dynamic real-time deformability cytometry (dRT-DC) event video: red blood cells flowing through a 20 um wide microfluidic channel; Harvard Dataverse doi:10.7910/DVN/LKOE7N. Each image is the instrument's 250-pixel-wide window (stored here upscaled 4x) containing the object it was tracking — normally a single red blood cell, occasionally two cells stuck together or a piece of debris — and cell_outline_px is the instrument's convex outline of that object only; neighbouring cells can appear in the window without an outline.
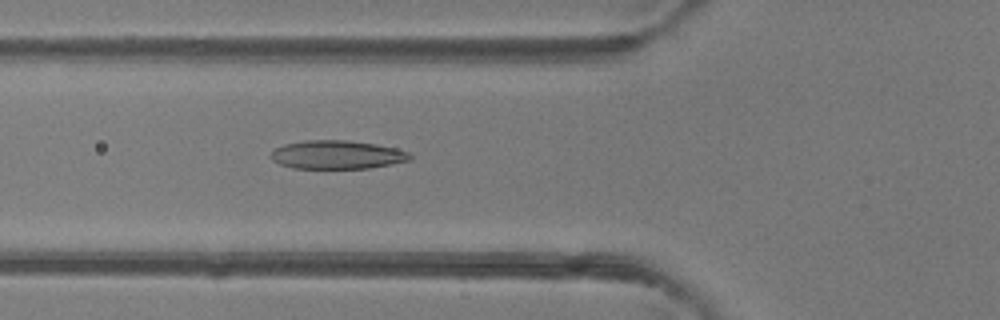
{"species": "common noctule bat (a hibernating species)", "species_latin": "Nyctalus noctula", "temperature_condition": "room temperature", "stored_images_in_passage": 42, "camera_frame_rate_fps": 3000, "um_per_image_px": 0.085, "animal": {"sex": "female"}, "frame": {"image": 1, "passage_image": 11, "time_ms": 3.333, "image_size_px": [1000, 320], "cell_outline_px": [[412, 160], [392, 164], [368, 168], [292, 168], [280, 164], [272, 160], [268, 156], [276, 148], [284, 144], [304, 140], [348, 140], [376, 144], [396, 148], [408, 152], [412, 156]], "centroid_in_image_um": [28.65, 13.15], "position_along_channel_um": 97.2, "area_um2": 23.24}}
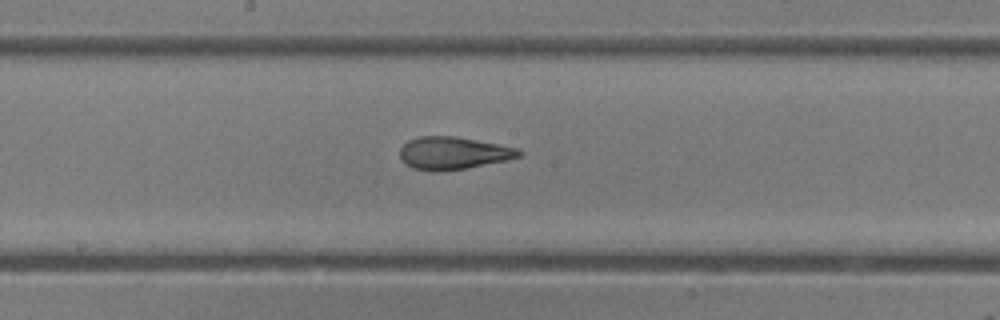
{"frame": {"image": 2, "passage_image": 19, "time_ms": 6.0, "image_size_px": [1000, 320], "cell_outline_px": [[524, 152], [520, 156], [504, 160], [464, 168], [436, 172], [432, 172], [412, 168], [404, 164], [400, 156], [400, 148], [408, 140], [420, 136], [456, 136], [520, 148]], "centroid_in_image_um": [38.49, 13.01], "position_along_channel_um": 209.7, "area_um2": 22.6}}
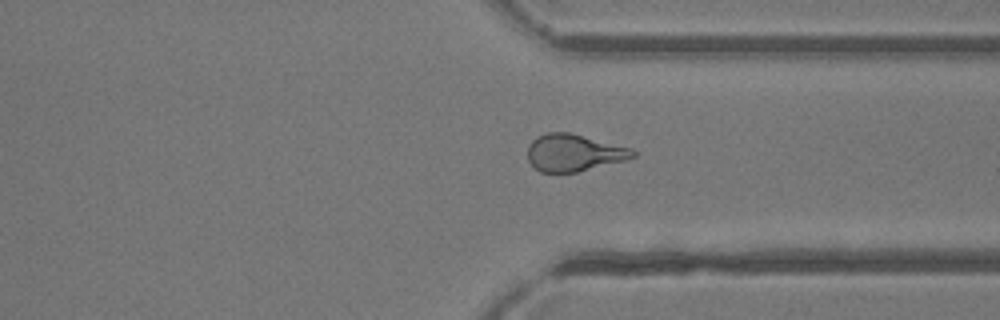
{"frame": {"image": 3, "passage_image": 30, "time_ms": 9.667, "image_size_px": [1000, 320], "cell_outline_px": [[636, 156], [624, 160], [576, 172], [540, 172], [528, 160], [528, 144], [536, 136], [548, 132], [568, 132], [632, 148], [636, 152]], "centroid_in_image_um": [48.76, 12.97], "position_along_channel_um": 362.6, "area_um2": 22.54}, "authors_computed_cell_mechanics": {"area_um2": 23.12, "velocity_mm_per_s": 4.1785, "shape_relaxation_time_tau1_ms": 8.5014, "shape_relaxation_time_tau2_ms": 1.5426, "deformation_change_tau1": 0.2878, "deformation_change_tau2": 0.0839}}